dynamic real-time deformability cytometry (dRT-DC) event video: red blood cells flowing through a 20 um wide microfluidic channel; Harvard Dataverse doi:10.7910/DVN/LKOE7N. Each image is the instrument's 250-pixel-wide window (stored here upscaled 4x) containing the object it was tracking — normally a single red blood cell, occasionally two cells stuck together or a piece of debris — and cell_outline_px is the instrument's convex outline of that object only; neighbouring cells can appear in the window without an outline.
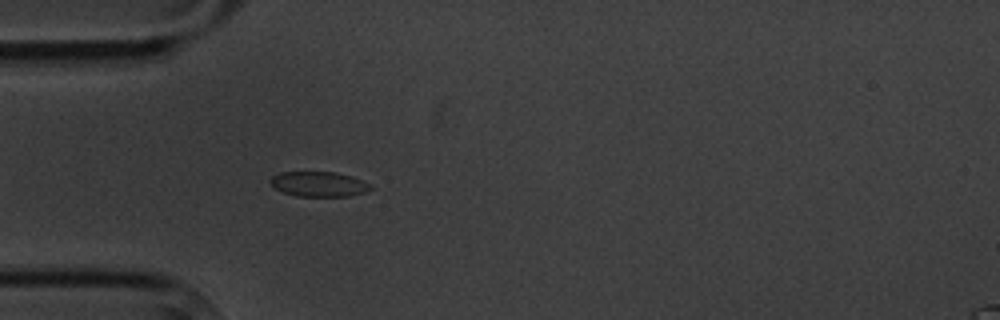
{"species": "common noctule bat (a hibernating species)", "species_latin": "Nyctalus noctula", "temperature_condition": "cold", "stored_images_in_passage": 1, "camera_frame_rate_fps": 3000, "um_per_image_px": 0.085, "animal": {"sex": "male", "body_mass_g": 20.1, "forearm_length_mm": 53.5}, "frame": {"image": 1, "passage_image": 1, "time_ms": 0.0, "image_size_px": [1000, 320], "cell_outline_px": [[372, 188], [364, 192], [348, 196], [296, 196], [284, 192], [276, 188], [268, 180], [272, 176], [280, 172], [336, 172], [352, 176], [368, 184]], "centroid_in_image_um": [27.06, 15.64], "position_along_channel_um": 57.9, "area_um2": 14.39}}